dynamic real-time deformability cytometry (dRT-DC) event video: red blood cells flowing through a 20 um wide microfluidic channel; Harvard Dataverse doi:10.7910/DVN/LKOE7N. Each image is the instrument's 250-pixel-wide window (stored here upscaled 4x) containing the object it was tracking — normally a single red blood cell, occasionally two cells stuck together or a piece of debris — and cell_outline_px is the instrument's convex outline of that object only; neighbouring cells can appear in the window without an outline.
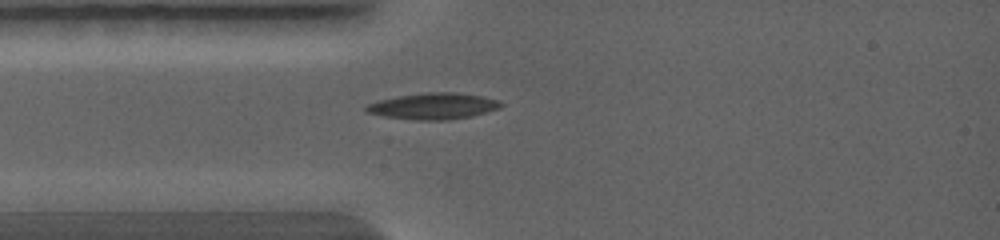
{"species": "common noctule bat (a hibernating species)", "species_latin": "Nyctalus noctula", "temperature_condition": "warm", "stored_images_in_passage": 3, "camera_frame_rate_fps": 5000, "um_per_image_px": 0.085, "animal": {"sex": "female", "body_mass_g": 19.0, "forearm_length_mm": 56.7}, "frame": {"image": 1, "passage_image": 1, "time_ms": 0.0, "image_size_px": [1000, 240], "cell_outline_px": [[504, 104], [500, 108], [472, 116], [448, 120], [416, 120], [384, 116], [364, 112], [364, 108], [368, 104], [376, 100], [396, 96], [424, 92], [456, 92], [484, 96], [500, 100]], "centroid_in_image_um": [36.83, 9.01], "position_along_channel_um": 48.2, "area_um2": 20.98}}
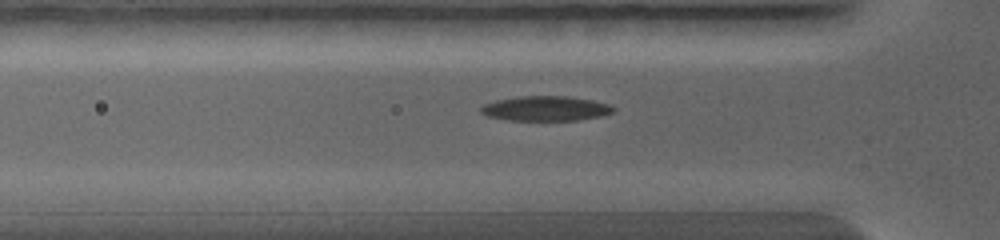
{"frame": {"image": 2, "passage_image": 3, "time_ms": 0.6, "image_size_px": [1000, 240], "cell_outline_px": [[616, 112], [600, 116], [576, 120], [508, 120], [488, 116], [480, 112], [480, 108], [484, 104], [496, 100], [520, 96], [568, 96], [592, 100], [608, 104], [616, 108]], "centroid_in_image_um": [46.4, 9.22], "position_along_channel_um": 79.4, "area_um2": 19.13}}